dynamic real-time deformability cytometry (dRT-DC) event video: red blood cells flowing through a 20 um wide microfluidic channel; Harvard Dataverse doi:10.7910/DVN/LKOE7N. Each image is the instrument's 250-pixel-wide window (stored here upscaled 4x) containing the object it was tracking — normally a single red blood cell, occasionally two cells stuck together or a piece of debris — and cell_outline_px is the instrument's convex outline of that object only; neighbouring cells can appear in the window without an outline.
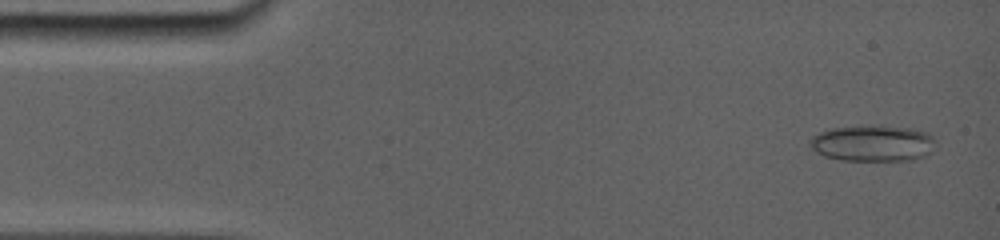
{"species": "common noctule bat (a hibernating species)", "species_latin": "Nyctalus noctula", "temperature_condition": "room temperature", "stored_images_in_passage": 57, "camera_frame_rate_fps": 5000, "um_per_image_px": 0.085, "animal": {"sex": "female", "body_mass_g": 19.0, "forearm_length_mm": 56.7}, "frame": {"image": 1, "passage_image": 4, "time_ms": 0.6, "image_size_px": [1000, 240], "cell_outline_px": [[924, 136], [904, 156], [888, 160], [852, 160], [828, 156], [820, 152], [816, 148], [816, 136], [824, 132], [836, 128], [888, 128], [916, 132]], "centroid_in_image_um": [73.68, 12.18], "position_along_channel_um": 11.3, "area_um2": 20.46}}
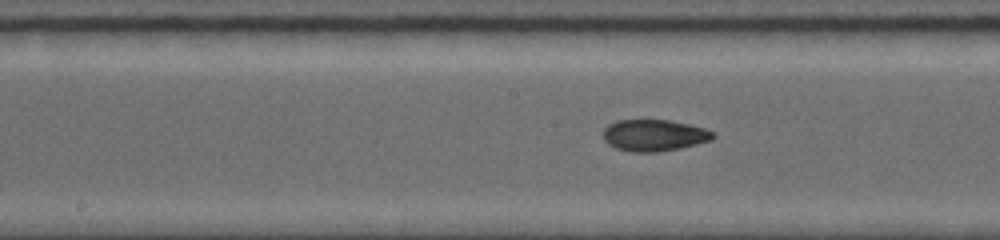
{"frame": {"image": 2, "passage_image": 37, "time_ms": 8.0, "image_size_px": [1000, 240], "cell_outline_px": [[712, 140], [680, 148], [656, 152], [632, 152], [616, 148], [608, 144], [604, 140], [604, 128], [608, 124], [620, 120], [668, 120], [688, 124], [704, 128], [712, 132]], "centroid_in_image_um": [55.56, 11.5], "position_along_channel_um": 192.6, "area_um2": 20.0}}
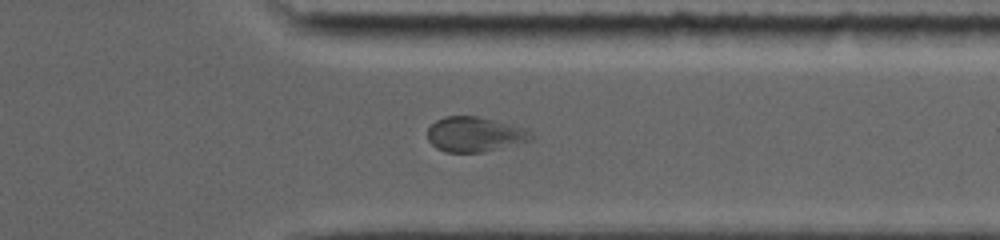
{"frame": {"image": 3, "passage_image": 57, "time_ms": 12.6, "image_size_px": [1000, 240], "cell_outline_px": [[536, 140], [484, 152], [444, 152], [436, 148], [428, 140], [428, 128], [436, 120], [444, 116], [476, 116], [496, 120], [520, 128], [536, 136]], "centroid_in_image_um": [40.36, 11.43], "position_along_channel_um": 371.0, "area_um2": 21.15}}